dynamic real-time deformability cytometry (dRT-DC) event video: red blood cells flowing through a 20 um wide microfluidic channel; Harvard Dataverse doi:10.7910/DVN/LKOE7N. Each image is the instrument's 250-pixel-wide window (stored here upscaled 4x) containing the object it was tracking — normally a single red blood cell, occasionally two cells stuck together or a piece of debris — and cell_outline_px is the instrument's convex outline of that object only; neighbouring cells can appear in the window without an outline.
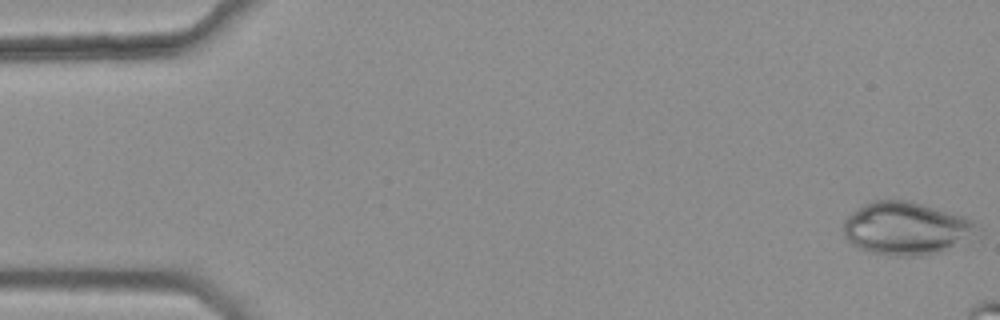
{"species": "common noctule bat (a hibernating species)", "species_latin": "Nyctalus noctula", "temperature_condition": "warm", "stored_images_in_passage": 45, "camera_frame_rate_fps": 3000, "um_per_image_px": 0.085, "animal": {"sex": "female", "body_mass_g": 25.1}, "frame": {"image": 1, "passage_image": 1, "time_ms": 0.0, "image_size_px": [1000, 320], "cell_outline_px": [[984, 236], [980, 240], [940, 252], [924, 256], [892, 256], [868, 252], [852, 244], [844, 236], [844, 220], [852, 212], [864, 204], [872, 200], [908, 200], [964, 216], [980, 224], [984, 228]], "centroid_in_image_um": [77.21, 19.45], "position_along_channel_um": 7.8, "area_um2": 42.77}}
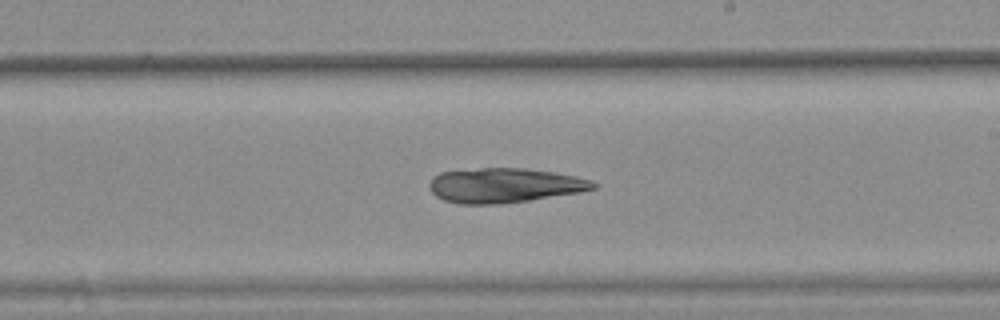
{"frame": {"image": 2, "passage_image": 31, "time_ms": 10.0, "image_size_px": [1000, 320], "cell_outline_px": [[596, 188], [580, 192], [528, 200], [496, 204], [460, 204], [444, 200], [436, 196], [432, 192], [428, 184], [432, 176], [440, 172], [480, 168], [524, 168], [556, 172], [576, 176], [592, 180], [596, 184]], "centroid_in_image_um": [42.86, 15.75], "position_along_channel_um": 246.1, "area_um2": 33.12}}
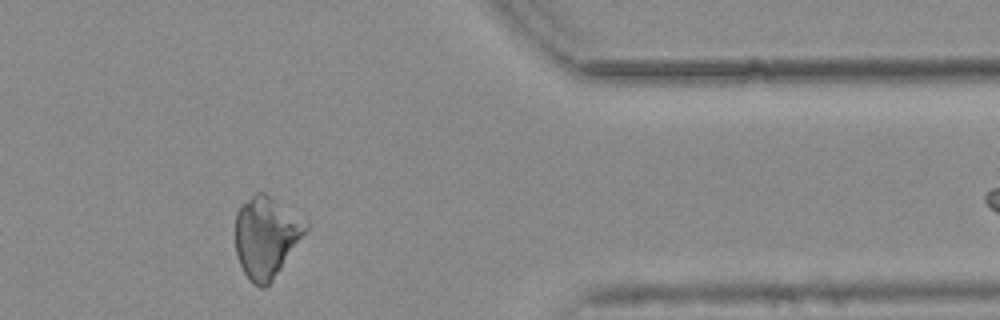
{"frame": {"image": 3, "passage_image": 44, "time_ms": 14.333, "image_size_px": [1000, 320], "cell_outline_px": [[308, 228], [272, 280], [264, 288], [260, 288], [252, 284], [244, 272], [236, 256], [236, 212], [240, 204], [256, 192], [264, 192], [308, 220]], "centroid_in_image_um": [22.61, 20.11], "position_along_channel_um": 388.8, "area_um2": 33.18}}